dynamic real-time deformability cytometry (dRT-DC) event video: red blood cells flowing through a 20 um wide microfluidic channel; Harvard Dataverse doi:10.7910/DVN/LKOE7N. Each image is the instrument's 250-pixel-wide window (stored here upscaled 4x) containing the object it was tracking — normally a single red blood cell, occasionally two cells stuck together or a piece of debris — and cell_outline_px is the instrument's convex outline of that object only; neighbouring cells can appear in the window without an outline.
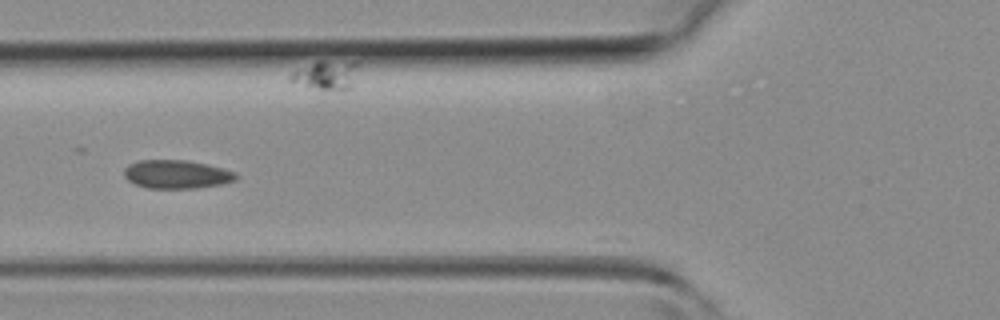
{"species": "common noctule bat (a hibernating species)", "species_latin": "Nyctalus noctula", "temperature_condition": "room temperature", "stored_images_in_passage": 7, "camera_frame_rate_fps": 3000, "um_per_image_px": 0.085, "animal": {"sex": "female", "body_mass_g": 19.3, "forearm_length_mm": 54.1}, "frame": {"image": 1, "passage_image": 2, "time_ms": 0.333, "image_size_px": [1000, 320], "cell_outline_px": [[240, 176], [236, 180], [220, 184], [196, 188], [148, 188], [136, 184], [128, 180], [124, 176], [124, 168], [128, 164], [140, 160], [188, 160], [208, 164], [224, 168], [236, 172]], "centroid_in_image_um": [15.04, 14.8], "position_along_channel_um": 110.8, "area_um2": 18.73}}
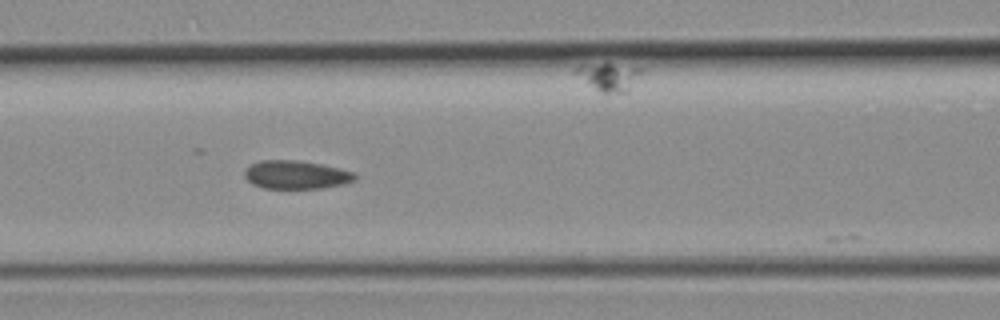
{"frame": {"image": 2, "passage_image": 4, "time_ms": 1.0, "image_size_px": [1000, 320], "cell_outline_px": [[356, 180], [344, 184], [324, 188], [264, 188], [252, 184], [244, 176], [244, 168], [260, 160], [296, 160], [320, 164], [340, 168], [356, 172]], "centroid_in_image_um": [25.18, 14.85], "position_along_channel_um": 141.4, "area_um2": 18.38}}
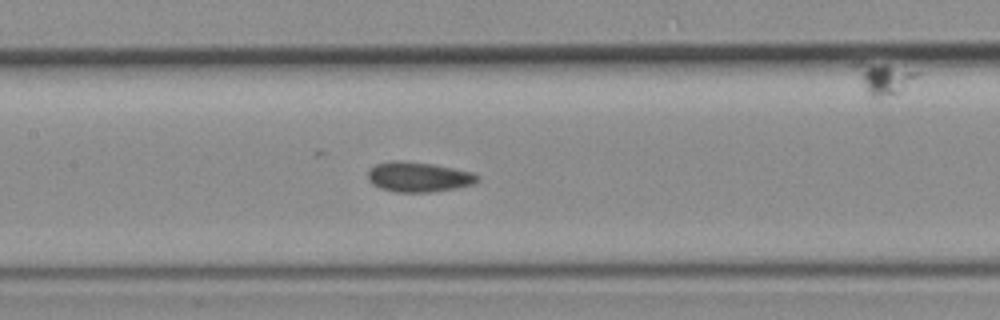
{"frame": {"image": 3, "passage_image": 6, "time_ms": 1.667, "image_size_px": [1000, 320], "cell_outline_px": [[480, 180], [472, 184], [456, 188], [432, 192], [396, 192], [380, 188], [372, 184], [368, 180], [368, 172], [376, 164], [392, 160], [404, 160], [432, 164], [472, 172], [480, 176]], "centroid_in_image_um": [35.57, 15.04], "position_along_channel_um": 171.8, "area_um2": 19.19}}